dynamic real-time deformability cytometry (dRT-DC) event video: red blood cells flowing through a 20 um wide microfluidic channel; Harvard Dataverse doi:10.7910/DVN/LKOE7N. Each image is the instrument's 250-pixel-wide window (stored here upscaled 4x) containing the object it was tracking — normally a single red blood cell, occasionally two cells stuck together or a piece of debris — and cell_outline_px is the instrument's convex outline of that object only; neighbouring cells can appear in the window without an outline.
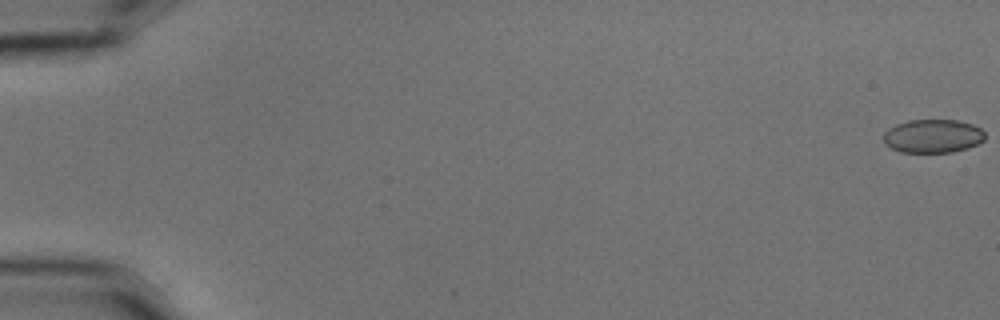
{"species": "common noctule bat (a hibernating species)", "species_latin": "Nyctalus noctula", "temperature_condition": "cold", "stored_images_in_passage": 5, "camera_frame_rate_fps": 3000, "um_per_image_px": 0.085, "animal": {"sex": "male", "body_mass_g": 15.6}, "frame": {"image": 1, "passage_image": 1, "time_ms": 0.0, "image_size_px": [1000, 320], "cell_outline_px": [[984, 140], [968, 148], [952, 152], [900, 152], [884, 144], [884, 132], [888, 128], [896, 124], [908, 120], [956, 120], [972, 124], [980, 128], [984, 132]], "centroid_in_image_um": [79.27, 11.56], "position_along_channel_um": 5.7, "area_um2": 19.83}}
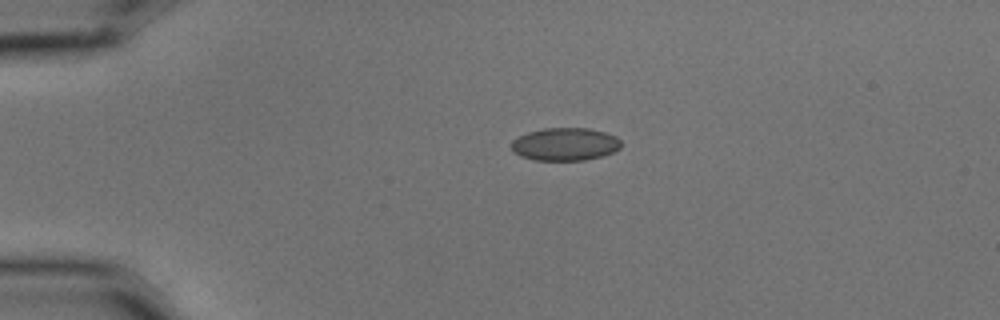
{"frame": {"image": 2, "passage_image": 4, "time_ms": 1.0, "image_size_px": [1000, 320], "cell_outline_px": [[620, 148], [612, 152], [600, 156], [584, 160], [532, 160], [520, 156], [512, 152], [512, 140], [528, 132], [544, 128], [588, 128], [604, 132], [616, 136], [620, 140]], "centroid_in_image_um": [48.0, 12.26], "position_along_channel_um": 37.0, "area_um2": 20.92}}